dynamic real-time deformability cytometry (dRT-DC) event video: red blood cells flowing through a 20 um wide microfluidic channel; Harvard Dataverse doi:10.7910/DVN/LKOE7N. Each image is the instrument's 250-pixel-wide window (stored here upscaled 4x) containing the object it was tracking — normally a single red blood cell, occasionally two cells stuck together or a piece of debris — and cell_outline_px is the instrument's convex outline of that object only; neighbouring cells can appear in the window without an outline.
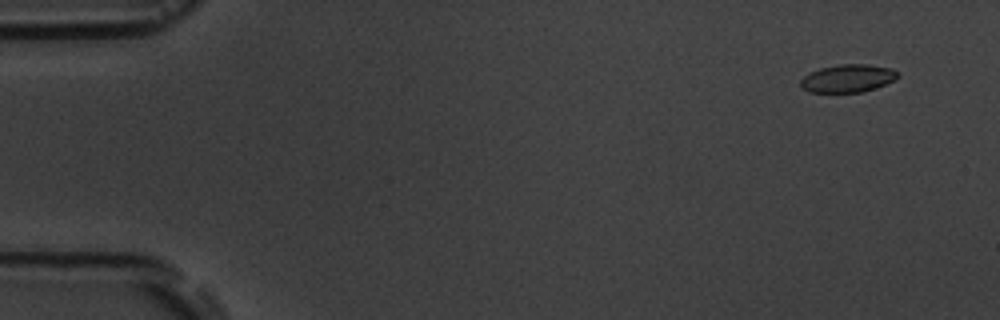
{"species": "common noctule bat (a hibernating species)", "species_latin": "Nyctalus noctula", "temperature_condition": "room temperature", "stored_images_in_passage": 8, "camera_frame_rate_fps": 3000, "um_per_image_px": 0.085, "animal": {"sex": "male", "body_mass_g": 19.5, "forearm_length_mm": 54.6}, "frame": {"image": 1, "passage_image": 1, "time_ms": 0.0, "image_size_px": [1000, 320], "cell_outline_px": [[900, 76], [896, 80], [876, 88], [864, 92], [808, 92], [800, 88], [800, 80], [804, 76], [820, 68], [840, 64], [868, 64], [892, 68]], "centroid_in_image_um": [72.08, 6.67], "position_along_channel_um": 12.9, "area_um2": 15.95}}
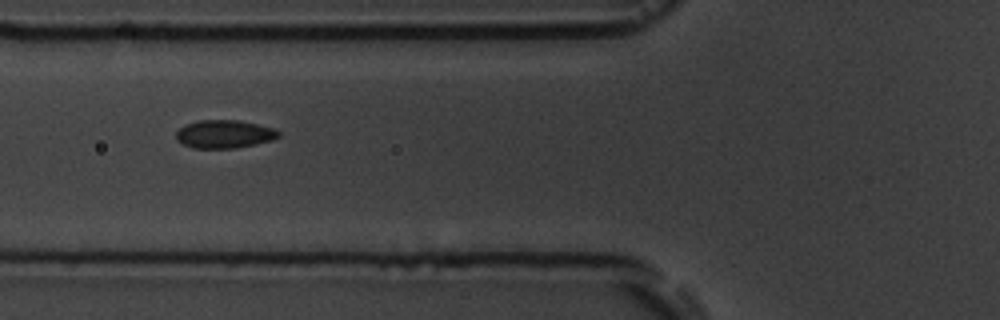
{"frame": {"image": 2, "passage_image": 6, "time_ms": 6.0, "image_size_px": [1000, 320], "cell_outline_px": [[280, 136], [272, 140], [236, 148], [192, 148], [176, 140], [176, 132], [184, 124], [200, 120], [240, 120], [276, 128], [280, 132]], "centroid_in_image_um": [19.08, 11.39], "position_along_channel_um": 106.7, "area_um2": 16.94}}
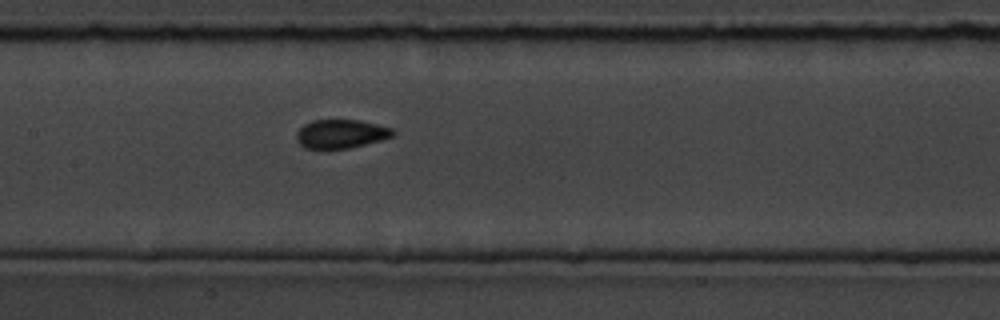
{"frame": {"image": 3, "passage_image": 8, "time_ms": 8.0, "image_size_px": [1000, 320], "cell_outline_px": [[396, 132], [392, 136], [380, 140], [348, 148], [304, 148], [296, 140], [296, 132], [304, 124], [312, 120], [360, 120], [392, 128]], "centroid_in_image_um": [28.96, 11.37], "position_along_channel_um": 178.4, "area_um2": 16.01}}